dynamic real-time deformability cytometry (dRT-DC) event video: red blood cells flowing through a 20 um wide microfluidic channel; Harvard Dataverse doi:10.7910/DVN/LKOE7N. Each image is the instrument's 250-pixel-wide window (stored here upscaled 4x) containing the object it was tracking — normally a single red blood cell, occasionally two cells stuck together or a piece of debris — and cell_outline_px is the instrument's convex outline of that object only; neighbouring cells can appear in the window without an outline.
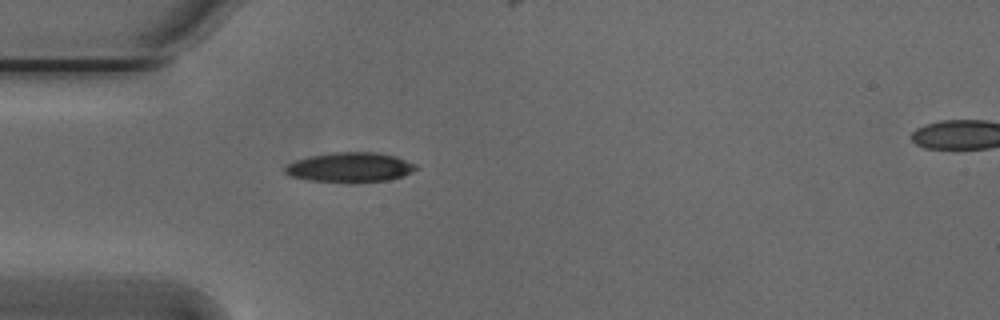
{"species": "Egyptian fruit bat (a non-hibernating species)", "species_latin": "Rousettus aegyptiacus", "temperature_condition": "cold", "stored_images_in_passage": 6, "camera_frame_rate_fps": 3000, "um_per_image_px": 0.085, "animal": {"sex": "male"}, "frame": {"image": 1, "passage_image": 3, "time_ms": 0.667, "image_size_px": [1000, 320], "cell_outline_px": [[420, 168], [404, 176], [388, 180], [348, 184], [308, 180], [288, 176], [284, 172], [284, 168], [288, 164], [296, 160], [312, 156], [332, 152], [376, 152], [396, 156], [416, 164]], "centroid_in_image_um": [29.77, 14.25], "position_along_channel_um": 55.2, "area_um2": 23.24}}